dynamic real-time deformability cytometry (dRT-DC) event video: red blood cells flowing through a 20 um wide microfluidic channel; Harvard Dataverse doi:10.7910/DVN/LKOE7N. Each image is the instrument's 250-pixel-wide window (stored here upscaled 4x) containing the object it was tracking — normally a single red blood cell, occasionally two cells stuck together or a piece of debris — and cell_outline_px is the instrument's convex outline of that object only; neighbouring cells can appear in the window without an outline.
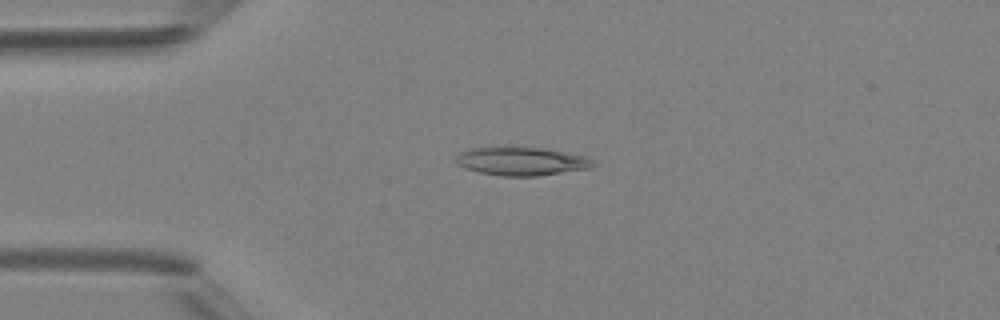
{"species": "Egyptian fruit bat (a non-hibernating species)", "species_latin": "Rousettus aegyptiacus", "temperature_condition": "room temperature", "stored_images_in_passage": 6, "camera_frame_rate_fps": 3000, "um_per_image_px": 0.085, "animal": {"sex": "female"}, "frame": {"image": 1, "passage_image": 3, "time_ms": 3.0, "image_size_px": [1000, 320], "cell_outline_px": [[596, 164], [588, 168], [536, 176], [500, 176], [480, 172], [464, 168], [456, 164], [456, 156], [460, 152], [476, 148], [540, 148], [584, 156], [592, 160]], "centroid_in_image_um": [44.28, 13.73], "position_along_channel_um": 40.7, "area_um2": 22.02}}
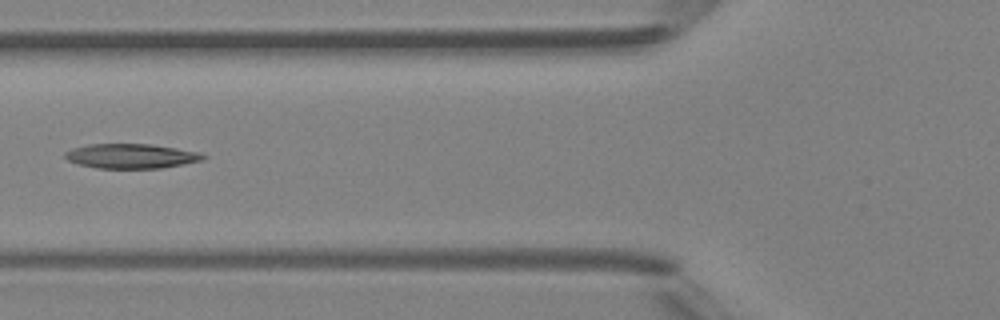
{"frame": {"image": 2, "passage_image": 5, "time_ms": 5.333, "image_size_px": [1000, 320], "cell_outline_px": [[208, 156], [204, 160], [184, 164], [160, 168], [96, 168], [76, 164], [68, 160], [64, 156], [64, 152], [72, 148], [88, 144], [152, 144], [200, 152]], "centroid_in_image_um": [11.15, 13.26], "position_along_channel_um": 114.6, "area_um2": 20.0}}
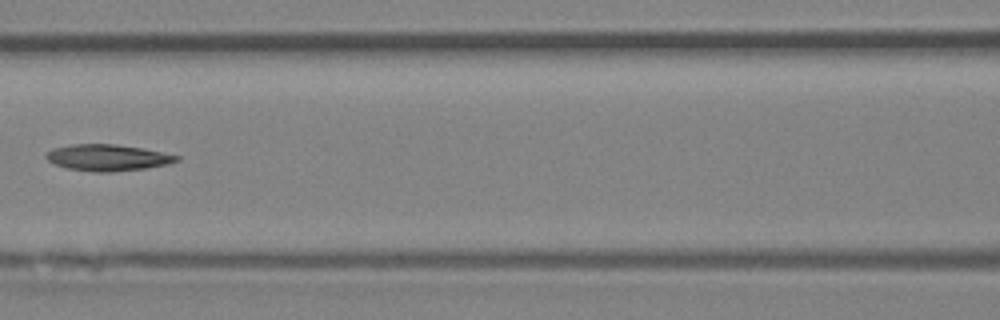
{"frame": {"image": 3, "passage_image": 6, "time_ms": 6.333, "image_size_px": [1000, 320], "cell_outline_px": [[180, 160], [168, 164], [144, 168], [112, 172], [92, 172], [68, 168], [56, 164], [48, 160], [44, 156], [52, 148], [72, 144], [116, 144], [140, 148], [180, 156]], "centroid_in_image_um": [9.13, 13.4], "position_along_channel_um": 157.5, "area_um2": 19.88}}